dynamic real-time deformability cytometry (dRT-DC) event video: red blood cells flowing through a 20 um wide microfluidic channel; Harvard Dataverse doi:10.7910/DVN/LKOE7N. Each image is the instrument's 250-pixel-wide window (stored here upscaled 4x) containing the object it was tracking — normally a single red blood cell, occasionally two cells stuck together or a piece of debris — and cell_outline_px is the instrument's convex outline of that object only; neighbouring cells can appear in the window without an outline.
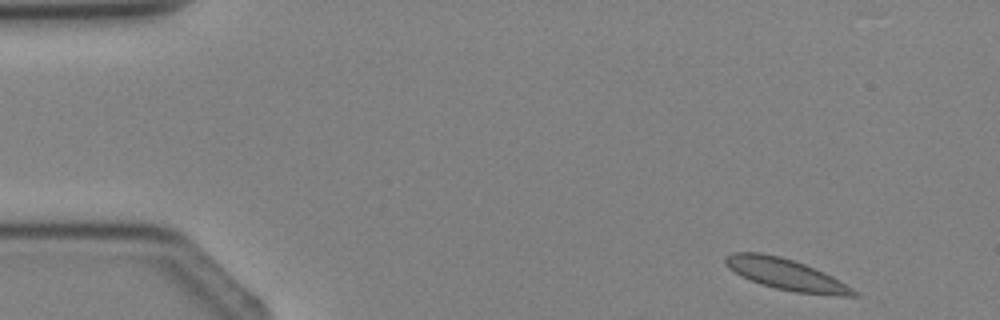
{"species": "Egyptian fruit bat (a non-hibernating species)", "species_latin": "Rousettus aegyptiacus", "temperature_condition": "cold", "stored_images_in_passage": 3, "camera_frame_rate_fps": 3000, "um_per_image_px": 0.085, "animal": {"sex": "female"}, "frame": {"image": 1, "passage_image": 1, "time_ms": 0.0, "image_size_px": [1000, 320], "cell_outline_px": [[860, 296], [840, 296], [796, 292], [776, 288], [760, 284], [740, 276], [728, 268], [724, 264], [724, 256], [732, 252], [760, 252], [780, 256], [804, 264], [824, 272], [832, 276], [860, 292]], "centroid_in_image_um": [66.79, 23.32], "position_along_channel_um": 18.2, "area_um2": 23.47}}